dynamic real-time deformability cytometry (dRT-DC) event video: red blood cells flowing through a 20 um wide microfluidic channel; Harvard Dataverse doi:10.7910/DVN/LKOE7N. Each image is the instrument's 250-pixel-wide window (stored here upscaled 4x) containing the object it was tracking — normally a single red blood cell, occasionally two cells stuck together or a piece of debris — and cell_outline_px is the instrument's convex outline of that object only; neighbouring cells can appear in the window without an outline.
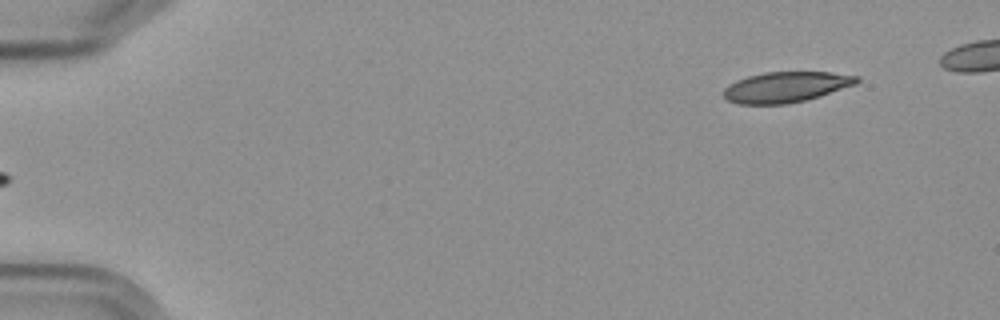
{"species": "Egyptian fruit bat (a non-hibernating species)", "species_latin": "Rousettus aegyptiacus", "temperature_condition": "cold", "stored_images_in_passage": 6, "segment_of_instrument_passage": [2, 2], "camera_frame_rate_fps": 3000, "um_per_image_px": 0.085, "frame": {"image": 1, "passage_image": 6, "time_ms": 6.0, "image_size_px": [1000, 320], "cell_outline_px": [[860, 80], [856, 84], [820, 96], [788, 104], [736, 104], [728, 100], [724, 96], [724, 88], [728, 84], [736, 80], [748, 76], [764, 72], [832, 72], [860, 76]], "centroid_in_image_um": [66.81, 7.39], "position_along_channel_um": 18.2, "area_um2": 23.81}}